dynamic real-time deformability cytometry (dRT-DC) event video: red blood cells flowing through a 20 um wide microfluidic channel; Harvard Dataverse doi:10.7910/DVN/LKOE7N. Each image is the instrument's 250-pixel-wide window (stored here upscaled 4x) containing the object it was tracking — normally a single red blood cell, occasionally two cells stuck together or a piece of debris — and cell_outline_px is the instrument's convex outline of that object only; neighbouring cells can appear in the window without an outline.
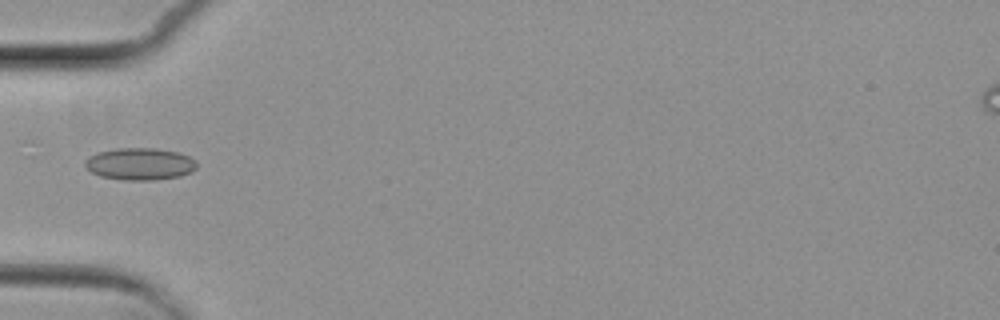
{"species": "common noctule bat (a hibernating species)", "species_latin": "Nyctalus noctula", "temperature_condition": "cold", "stored_images_in_passage": 3, "camera_frame_rate_fps": 3000, "um_per_image_px": 0.085, "animal": {"sex": "female", "body_mass_g": 29.2, "forearm_length_mm": 56.3}, "frame": {"image": 1, "passage_image": 3, "time_ms": 2.333, "image_size_px": [1000, 320], "cell_outline_px": [[196, 168], [192, 172], [180, 176], [156, 180], [124, 180], [100, 176], [92, 172], [84, 164], [84, 160], [88, 156], [96, 152], [116, 148], [156, 148], [180, 152], [196, 160]], "centroid_in_image_um": [11.89, 13.93], "position_along_channel_um": 73.1, "area_um2": 21.15}}